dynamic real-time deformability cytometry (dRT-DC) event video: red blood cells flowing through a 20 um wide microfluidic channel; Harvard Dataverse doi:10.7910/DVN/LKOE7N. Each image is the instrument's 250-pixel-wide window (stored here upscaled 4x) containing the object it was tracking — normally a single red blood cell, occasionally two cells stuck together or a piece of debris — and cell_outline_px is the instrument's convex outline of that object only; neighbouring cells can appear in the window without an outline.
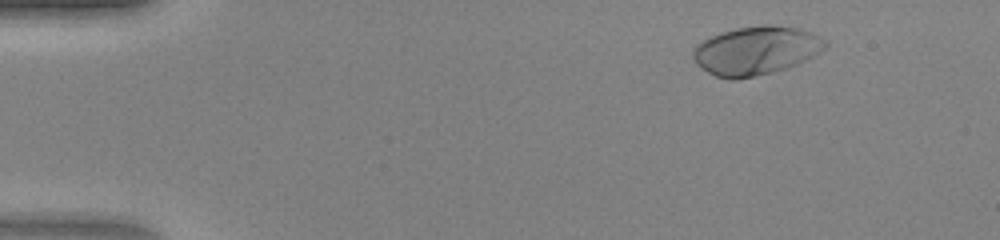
{"species": "human", "species_latin": "Homo sapiens", "temperature_condition": "warm", "stored_images_in_passage": 47, "camera_frame_rate_fps": 3000, "um_per_image_px": 0.085, "donor": {"sex": "female"}, "frame": {"image": 1, "passage_image": 5, "time_ms": 1.333, "image_size_px": [1000, 240], "cell_outline_px": [[828, 44], [820, 52], [796, 64], [772, 72], [732, 80], [716, 76], [700, 68], [696, 64], [692, 56], [692, 52], [696, 44], [720, 32], [736, 28], [764, 24], [772, 24], [800, 28], [828, 40]], "centroid_in_image_um": [64.24, 4.28], "position_along_channel_um": 20.8, "area_um2": 37.34}}
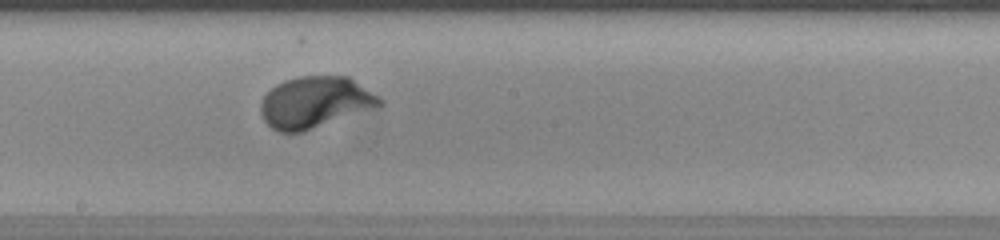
{"frame": {"image": 2, "passage_image": 26, "time_ms": 8.333, "image_size_px": [1000, 240], "cell_outline_px": [[384, 104], [304, 132], [280, 132], [272, 128], [264, 120], [260, 112], [260, 104], [264, 96], [276, 84], [284, 80], [300, 76], [348, 76], [380, 96], [384, 100]], "centroid_in_image_um": [26.78, 8.69], "position_along_channel_um": 221.4, "area_um2": 35.6}}
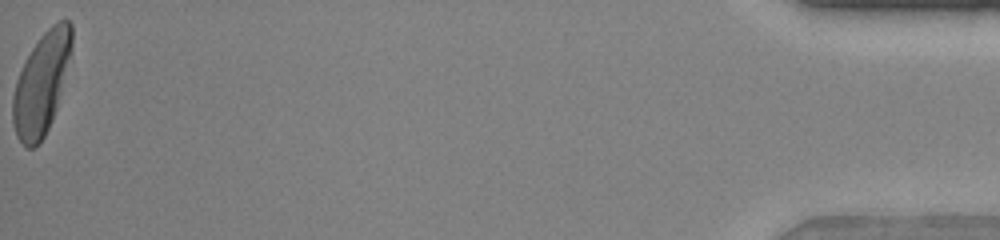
{"frame": {"image": 3, "passage_image": 47, "time_ms": 15.333, "image_size_px": [1000, 240], "cell_outline_px": [[72, 48], [56, 108], [52, 120], [44, 136], [32, 148], [28, 148], [16, 136], [12, 120], [12, 96], [16, 80], [32, 48], [40, 36], [52, 24], [60, 20], [68, 20], [72, 24]], "centroid_in_image_um": [3.51, 7.08], "position_along_channel_um": 431.7, "area_um2": 34.28}}